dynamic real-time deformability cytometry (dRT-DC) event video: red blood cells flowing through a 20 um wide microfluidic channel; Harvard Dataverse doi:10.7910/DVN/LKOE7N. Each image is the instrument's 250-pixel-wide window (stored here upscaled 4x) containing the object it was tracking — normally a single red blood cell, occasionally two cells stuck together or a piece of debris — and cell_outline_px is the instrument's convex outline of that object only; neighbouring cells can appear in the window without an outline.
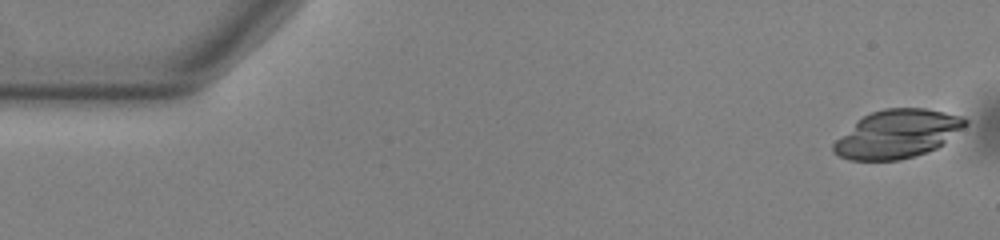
{"species": "common noctule bat (a hibernating species)", "species_latin": "Nyctalus noctula", "temperature_condition": "warm", "stored_images_in_passage": 30, "camera_frame_rate_fps": 3000, "um_per_image_px": 0.085, "animal": {"sex": "male", "body_mass_g": 13.0, "forearm_length_mm": 53.1}, "frame": {"image": 1, "passage_image": 1, "time_ms": 0.0, "image_size_px": [1000, 240], "cell_outline_px": [[968, 124], [944, 144], [936, 148], [900, 160], [848, 160], [832, 152], [832, 144], [856, 120], [872, 112], [884, 108], [924, 108], [944, 112], [960, 116], [968, 120]], "centroid_in_image_um": [76.26, 11.38], "position_along_channel_um": 8.7, "area_um2": 36.93}}